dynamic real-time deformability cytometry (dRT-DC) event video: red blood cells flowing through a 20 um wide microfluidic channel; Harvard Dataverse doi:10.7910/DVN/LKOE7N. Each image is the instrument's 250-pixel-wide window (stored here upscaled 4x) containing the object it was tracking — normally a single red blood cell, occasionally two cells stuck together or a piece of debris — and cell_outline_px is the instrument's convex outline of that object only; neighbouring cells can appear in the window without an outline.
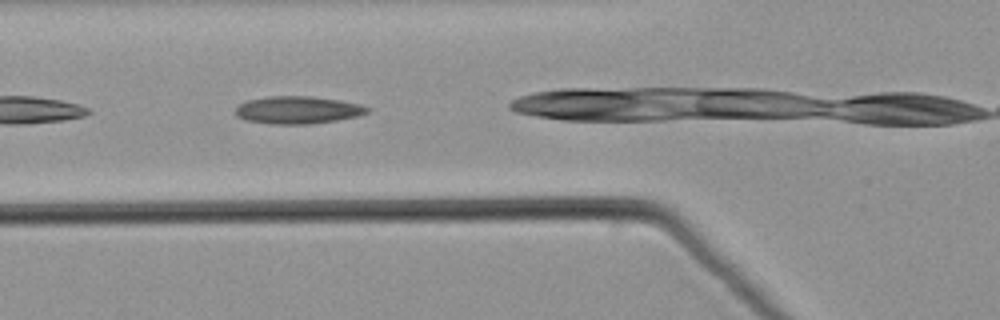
{"species": "common noctule bat (a hibernating species)", "species_latin": "Nyctalus noctula", "temperature_condition": "warm", "stored_images_in_passage": 12, "camera_frame_rate_fps": 3000, "um_per_image_px": 0.085, "animal": {"sex": "male", "body_mass_g": 21.5, "forearm_length_mm": 52.0}, "frame": {"image": 1, "passage_image": 3, "time_ms": 0.667, "image_size_px": [1000, 320], "cell_outline_px": [[372, 112], [356, 116], [336, 120], [308, 124], [272, 124], [244, 120], [236, 116], [236, 104], [248, 100], [268, 96], [312, 96], [340, 100], [360, 104], [372, 108]], "centroid_in_image_um": [25.31, 9.34], "position_along_channel_um": 100.5, "area_um2": 21.39}}